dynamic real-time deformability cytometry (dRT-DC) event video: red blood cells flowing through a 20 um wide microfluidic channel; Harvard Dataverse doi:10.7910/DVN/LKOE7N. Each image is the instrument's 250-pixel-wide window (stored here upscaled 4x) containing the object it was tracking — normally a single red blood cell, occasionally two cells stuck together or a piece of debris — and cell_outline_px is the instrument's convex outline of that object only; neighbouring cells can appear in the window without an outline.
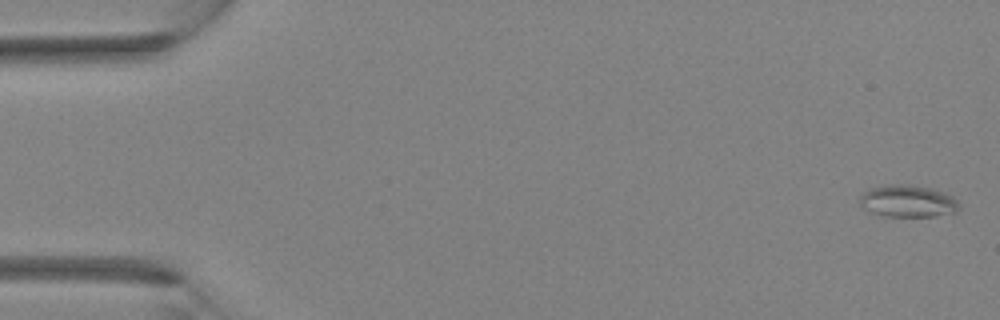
{"species": "Egyptian fruit bat (a non-hibernating species)", "species_latin": "Rousettus aegyptiacus", "temperature_condition": "room temperature", "stored_images_in_passage": 4, "camera_frame_rate_fps": 3000, "um_per_image_px": 0.085, "animal": {"sex": "female"}, "frame": {"image": 1, "passage_image": 1, "time_ms": 0.0, "image_size_px": [1000, 320], "cell_outline_px": [[960, 208], [956, 212], [936, 216], [884, 216], [872, 212], [864, 208], [860, 204], [860, 196], [868, 188], [888, 184], [908, 184], [932, 188], [944, 192], [952, 196], [960, 204]], "centroid_in_image_um": [77.18, 17.08], "position_along_channel_um": 7.8, "area_um2": 18.73}}